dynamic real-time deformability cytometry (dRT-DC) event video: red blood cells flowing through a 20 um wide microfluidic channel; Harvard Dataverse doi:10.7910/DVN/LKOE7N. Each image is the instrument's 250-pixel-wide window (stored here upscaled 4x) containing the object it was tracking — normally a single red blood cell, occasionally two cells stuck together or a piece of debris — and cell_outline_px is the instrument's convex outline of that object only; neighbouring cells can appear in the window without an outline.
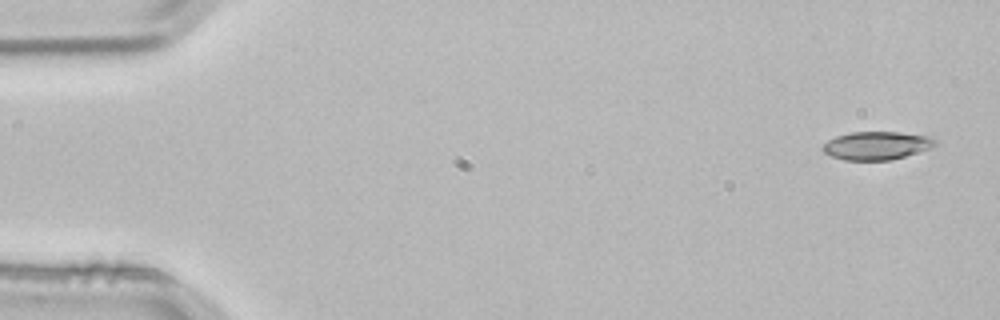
{"species": "common noctule bat (a hibernating species)", "species_latin": "Nyctalus noctula", "temperature_condition": "room temperature", "stored_images_in_passage": 3, "camera_frame_rate_fps": 3000, "um_per_image_px": 0.085, "animal": {"sex": "male", "body_mass_g": 21.5, "forearm_length_mm": 52.0}, "frame": {"image": 1, "passage_image": 1, "time_ms": 0.0, "image_size_px": [1000, 320], "cell_outline_px": [[936, 144], [932, 148], [892, 160], [844, 160], [832, 156], [824, 152], [820, 148], [828, 140], [836, 136], [852, 132], [896, 132], [932, 136], [936, 140]], "centroid_in_image_um": [74.53, 12.37], "position_along_channel_um": 10.5, "area_um2": 18.55}}